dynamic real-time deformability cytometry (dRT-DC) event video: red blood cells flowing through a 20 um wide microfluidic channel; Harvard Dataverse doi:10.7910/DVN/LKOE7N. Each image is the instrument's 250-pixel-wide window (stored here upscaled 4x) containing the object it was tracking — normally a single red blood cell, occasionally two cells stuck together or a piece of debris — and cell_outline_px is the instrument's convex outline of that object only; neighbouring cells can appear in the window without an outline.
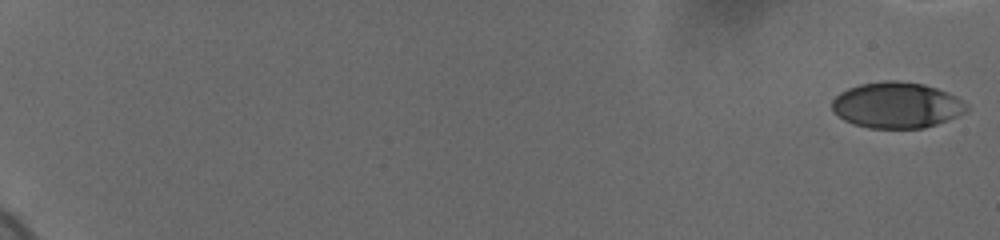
{"species": "human", "species_latin": "Homo sapiens", "temperature_condition": "cold", "stored_images_in_passage": 51, "camera_frame_rate_fps": 3000, "um_per_image_px": 0.085, "donor": {"sex": "female"}, "frame": {"image": 1, "passage_image": 1, "time_ms": 0.0, "image_size_px": [1000, 240], "cell_outline_px": [[968, 108], [964, 112], [956, 116], [936, 124], [924, 128], [868, 128], [852, 124], [844, 120], [832, 108], [832, 100], [840, 92], [848, 88], [860, 84], [884, 80], [896, 80], [924, 84], [948, 92], [956, 96]], "centroid_in_image_um": [76.19, 8.93], "position_along_channel_um": 8.8, "area_um2": 35.84}}
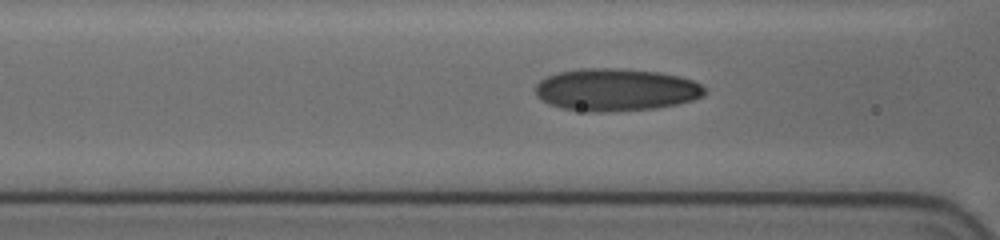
{"frame": {"image": 2, "passage_image": 28, "time_ms": 9.0, "image_size_px": [1000, 240], "cell_outline_px": [[708, 92], [704, 96], [692, 100], [676, 104], [656, 108], [604, 112], [588, 112], [560, 108], [548, 104], [536, 96], [536, 84], [540, 80], [548, 76], [560, 72], [580, 68], [616, 68], [660, 72], [692, 80], [700, 84]], "centroid_in_image_um": [52.34, 7.63], "position_along_channel_um": 114.3, "area_um2": 41.96}}
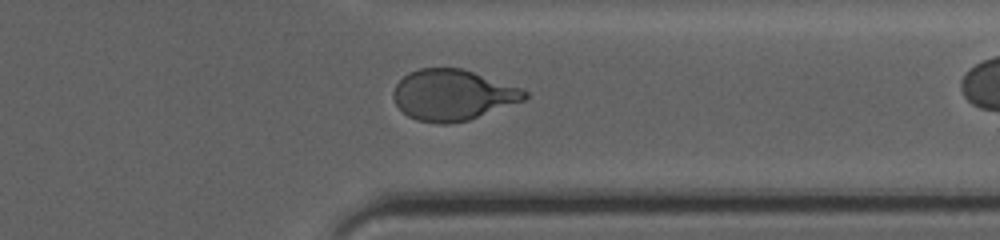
{"frame": {"image": 3, "passage_image": 49, "time_ms": 16.0, "image_size_px": [1000, 240], "cell_outline_px": [[528, 96], [524, 100], [468, 120], [448, 124], [440, 124], [416, 120], [408, 116], [396, 104], [392, 96], [392, 92], [396, 84], [408, 72], [420, 68], [460, 68], [520, 88], [528, 92]], "centroid_in_image_um": [38.43, 8.08], "position_along_channel_um": 373.0, "area_um2": 38.49}}